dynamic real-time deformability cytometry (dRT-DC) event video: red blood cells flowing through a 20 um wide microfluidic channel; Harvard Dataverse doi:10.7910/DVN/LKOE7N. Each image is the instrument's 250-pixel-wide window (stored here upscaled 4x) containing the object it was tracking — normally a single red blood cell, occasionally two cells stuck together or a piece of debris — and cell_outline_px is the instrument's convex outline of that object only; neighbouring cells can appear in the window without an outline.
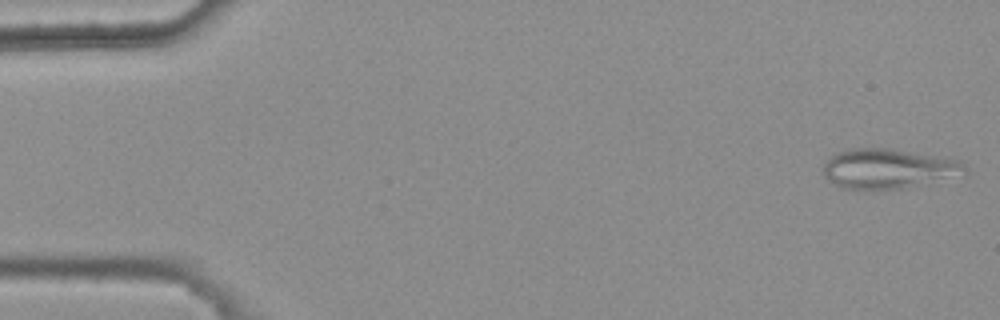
{"species": "common noctule bat (a hibernating species)", "species_latin": "Nyctalus noctula", "temperature_condition": "warm", "stored_images_in_passage": 4, "camera_frame_rate_fps": 3000, "um_per_image_px": 0.085, "animal": {"sex": "female", "body_mass_g": 25.1}, "frame": {"image": 1, "passage_image": 1, "time_ms": 0.0, "image_size_px": [1000, 320], "cell_outline_px": [[964, 168], [900, 188], [864, 192], [840, 188], [828, 180], [824, 176], [824, 164], [832, 156], [840, 152], [856, 148], [884, 148], [960, 160], [964, 164]], "centroid_in_image_um": [75.2, 14.35], "position_along_channel_um": 9.8, "area_um2": 31.1}}
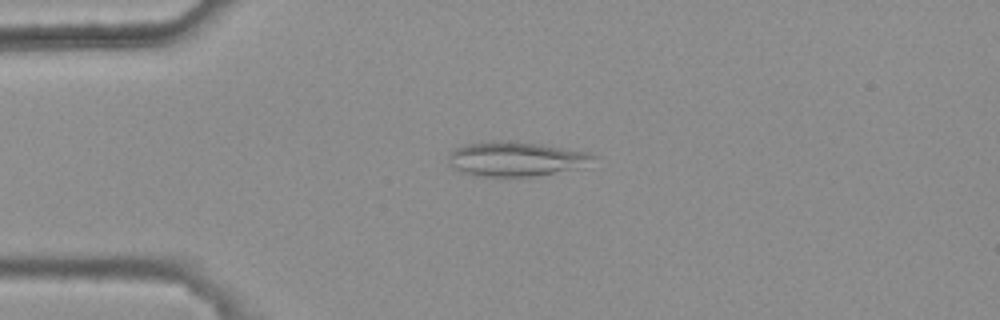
{"frame": {"image": 2, "passage_image": 4, "time_ms": 1.0, "image_size_px": [1000, 320], "cell_outline_px": [[596, 156], [572, 168], [532, 176], [480, 176], [464, 172], [448, 164], [448, 152], [456, 148], [468, 144], [500, 140], [508, 140], [540, 144], [588, 152]], "centroid_in_image_um": [43.71, 13.48], "position_along_channel_um": 41.3, "area_um2": 28.15}}